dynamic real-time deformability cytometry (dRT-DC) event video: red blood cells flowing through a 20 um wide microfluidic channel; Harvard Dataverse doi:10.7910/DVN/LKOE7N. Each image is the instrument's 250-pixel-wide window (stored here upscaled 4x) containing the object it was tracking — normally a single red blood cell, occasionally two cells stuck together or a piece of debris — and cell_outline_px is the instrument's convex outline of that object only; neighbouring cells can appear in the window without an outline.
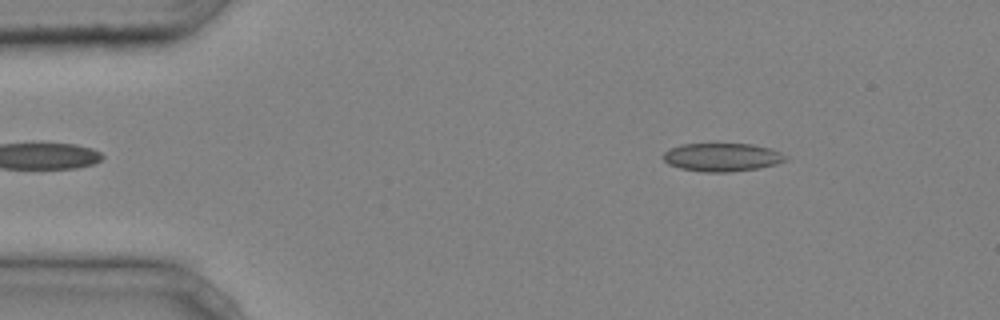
{"species": "common noctule bat (a hibernating species)", "species_latin": "Nyctalus noctula", "temperature_condition": "cold", "stored_images_in_passage": 39, "camera_frame_rate_fps": 3000, "um_per_image_px": 0.085, "animal": {"sex": "male", "body_mass_g": 20.4}, "frame": {"image": 1, "passage_image": 2, "time_ms": 0.333, "image_size_px": [1000, 320], "cell_outline_px": [[788, 160], [776, 164], [756, 168], [728, 172], [704, 172], [680, 168], [668, 164], [664, 160], [664, 152], [680, 144], [752, 144], [772, 148], [788, 156]], "centroid_in_image_um": [61.41, 13.36], "position_along_channel_um": 23.6, "area_um2": 20.11}}
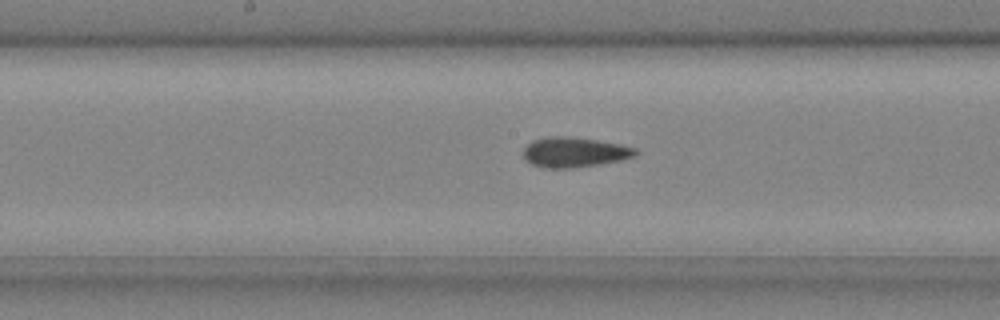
{"frame": {"image": 2, "passage_image": 19, "time_ms": 6.0, "image_size_px": [1000, 320], "cell_outline_px": [[640, 152], [636, 156], [620, 160], [600, 164], [572, 168], [544, 168], [532, 164], [524, 160], [524, 148], [532, 140], [548, 136], [564, 136], [596, 140], [620, 144], [636, 148]], "centroid_in_image_um": [48.83, 12.94], "position_along_channel_um": 199.4, "area_um2": 19.71}}
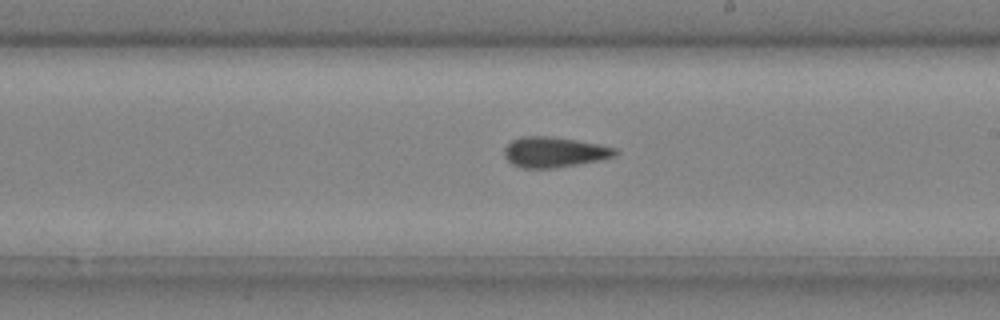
{"frame": {"image": 3, "passage_image": 22, "time_ms": 7.0, "image_size_px": [1000, 320], "cell_outline_px": [[620, 152], [616, 156], [600, 160], [552, 168], [524, 168], [512, 164], [504, 156], [504, 148], [512, 140], [520, 136], [548, 136], [576, 140], [600, 144], [616, 148]], "centroid_in_image_um": [47.12, 12.92], "position_along_channel_um": 241.9, "area_um2": 19.65}, "authors_computed_cell_mechanics": {"area_um2": 19.5942, "velocity_mm_per_s": 4.2606, "shape_relaxation_time_tau1_ms": 8.2975, "shape_relaxation_time_tau2_ms": 5.1696, "deformation_change_tau1": 0.1393, "deformation_change_tau2": 0.134}}